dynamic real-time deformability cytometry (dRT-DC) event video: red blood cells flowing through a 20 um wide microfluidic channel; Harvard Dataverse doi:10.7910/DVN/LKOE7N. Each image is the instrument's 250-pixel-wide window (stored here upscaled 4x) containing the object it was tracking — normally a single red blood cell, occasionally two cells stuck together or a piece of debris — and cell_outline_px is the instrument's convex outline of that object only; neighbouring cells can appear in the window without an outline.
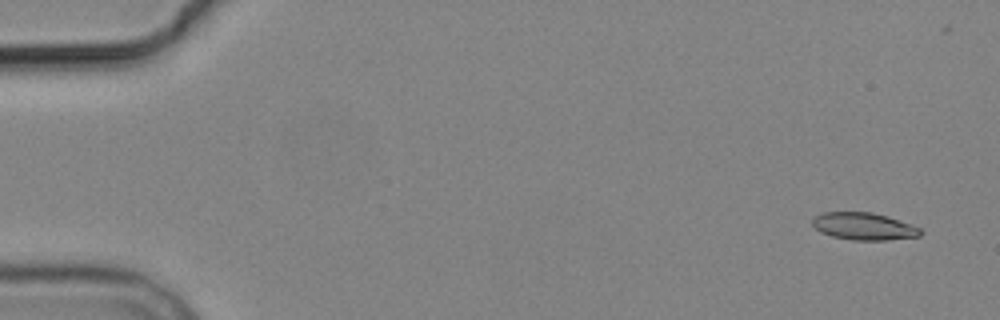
{"species": "common noctule bat (a hibernating species)", "species_latin": "Nyctalus noctula", "temperature_condition": "cold", "stored_images_in_passage": 5, "camera_frame_rate_fps": 3000, "um_per_image_px": 0.085, "animal": {"sex": "male", "body_mass_g": 19.2, "forearm_length_mm": 51.8}, "frame": {"image": 1, "passage_image": 1, "time_ms": 0.0, "image_size_px": [1000, 320], "cell_outline_px": [[924, 232], [920, 236], [888, 240], [852, 240], [832, 236], [820, 232], [812, 224], [812, 220], [816, 216], [824, 212], [872, 212], [888, 216], [912, 224], [920, 228]], "centroid_in_image_um": [73.47, 19.24], "position_along_channel_um": 11.5, "area_um2": 17.28}}
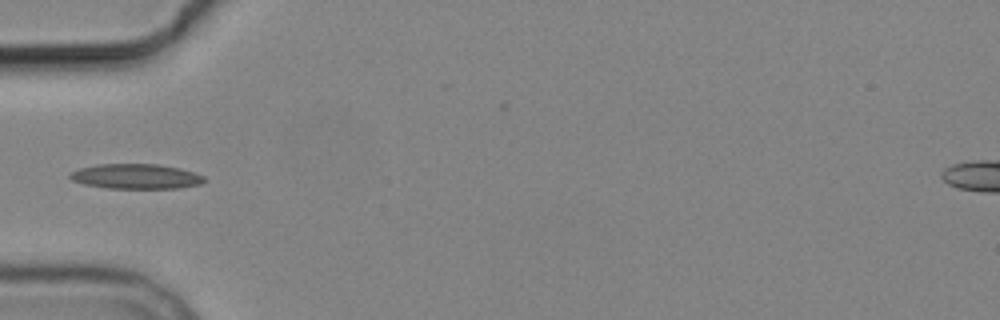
{"frame": {"image": 2, "passage_image": 5, "time_ms": 5.333, "image_size_px": [1000, 320], "cell_outline_px": [[204, 180], [200, 184], [176, 188], [108, 188], [84, 184], [72, 180], [68, 176], [68, 172], [80, 168], [96, 164], [156, 164], [180, 168], [196, 172], [204, 176]], "centroid_in_image_um": [11.53, 14.98], "position_along_channel_um": 73.5, "area_um2": 19.54}}